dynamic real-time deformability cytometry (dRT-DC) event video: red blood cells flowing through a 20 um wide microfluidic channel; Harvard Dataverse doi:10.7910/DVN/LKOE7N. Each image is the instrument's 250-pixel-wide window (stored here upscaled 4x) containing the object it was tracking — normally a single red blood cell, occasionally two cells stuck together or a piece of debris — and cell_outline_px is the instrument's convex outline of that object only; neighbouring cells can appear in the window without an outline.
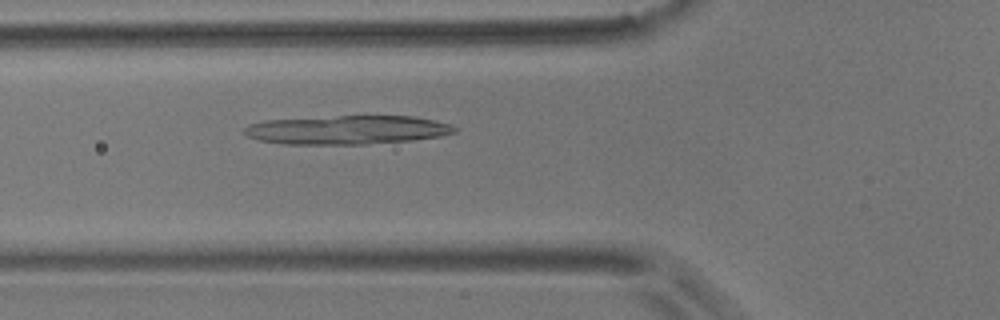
{"species": "common noctule bat (a hibernating species)", "species_latin": "Nyctalus noctula", "temperature_condition": "room temperature", "stored_images_in_passage": 5, "camera_frame_rate_fps": 3000, "um_per_image_px": 0.085, "animal": {"sex": "male", "body_mass_g": 17.9}, "frame": {"image": 1, "passage_image": 5, "time_ms": 1.333, "image_size_px": [1000, 320], "cell_outline_px": [[456, 132], [440, 136], [412, 140], [368, 144], [284, 144], [256, 140], [248, 136], [244, 132], [244, 128], [248, 124], [268, 120], [336, 116], [416, 116], [452, 124], [456, 128]], "centroid_in_image_um": [29.52, 11.04], "position_along_channel_um": 96.3, "area_um2": 35.37}}